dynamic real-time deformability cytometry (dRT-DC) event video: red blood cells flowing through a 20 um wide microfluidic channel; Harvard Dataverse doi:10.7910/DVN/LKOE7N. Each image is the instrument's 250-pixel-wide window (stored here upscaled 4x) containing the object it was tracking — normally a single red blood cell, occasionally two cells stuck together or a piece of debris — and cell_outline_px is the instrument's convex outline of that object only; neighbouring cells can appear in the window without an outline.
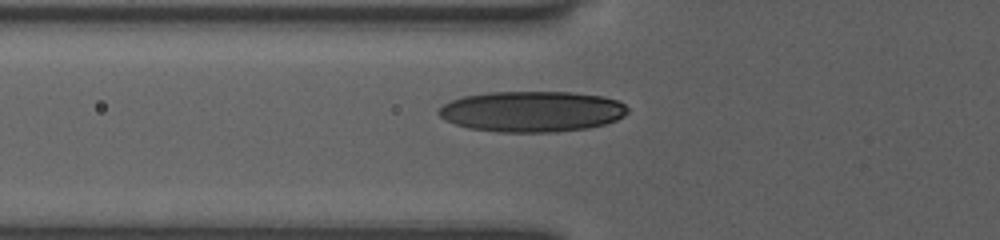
{"species": "human", "species_latin": "Homo sapiens", "temperature_condition": "room temperature", "stored_images_in_passage": 9, "camera_frame_rate_fps": 3000, "um_per_image_px": 0.085, "donor": {"sex": "female"}, "frame": {"image": 1, "passage_image": 7, "time_ms": 2.0, "image_size_px": [1000, 240], "cell_outline_px": [[628, 112], [624, 116], [616, 120], [604, 124], [588, 128], [556, 132], [500, 132], [468, 128], [444, 120], [436, 112], [444, 104], [452, 100], [464, 96], [488, 92], [572, 92], [604, 96], [616, 100], [624, 104], [628, 108]], "centroid_in_image_um": [45.22, 9.47], "position_along_channel_um": 80.6, "area_um2": 45.03}}
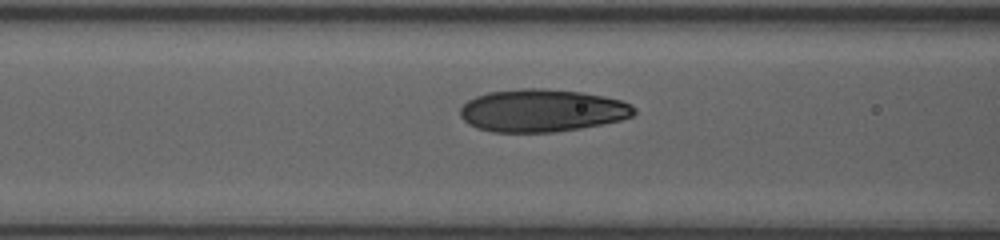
{"frame": {"image": 2, "passage_image": 9, "time_ms": 2.667, "image_size_px": [1000, 240], "cell_outline_px": [[636, 112], [632, 116], [620, 120], [580, 128], [552, 132], [492, 132], [476, 128], [468, 124], [460, 116], [460, 108], [468, 100], [476, 96], [488, 92], [524, 88], [540, 88], [580, 92], [604, 96], [620, 100], [632, 104], [636, 108]], "centroid_in_image_um": [46.05, 9.39], "position_along_channel_um": 120.5, "area_um2": 43.18}}